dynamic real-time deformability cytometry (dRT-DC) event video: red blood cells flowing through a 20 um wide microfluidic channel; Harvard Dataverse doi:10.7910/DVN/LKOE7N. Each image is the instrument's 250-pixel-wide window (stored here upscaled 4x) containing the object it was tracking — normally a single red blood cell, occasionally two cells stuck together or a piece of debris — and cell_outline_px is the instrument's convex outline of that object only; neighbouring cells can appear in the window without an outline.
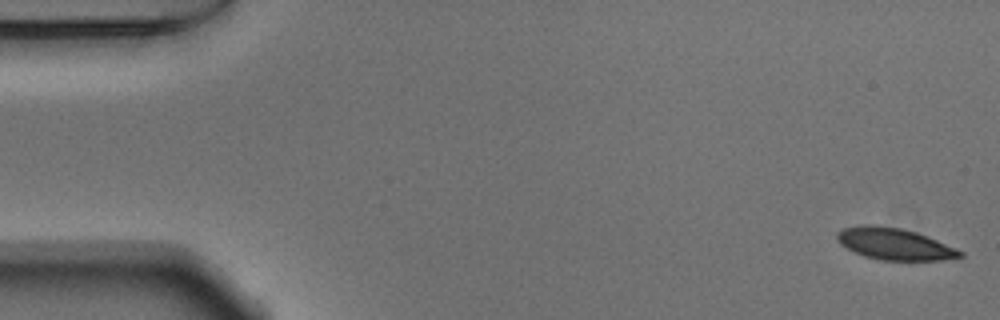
{"species": "Egyptian fruit bat (a non-hibernating species)", "species_latin": "Rousettus aegyptiacus", "temperature_condition": "warm", "stored_images_in_passage": 53, "camera_frame_rate_fps": 3000, "um_per_image_px": 0.085, "animal": {"sex": "male"}, "frame": {"image": 1, "passage_image": 1, "time_ms": 0.0, "image_size_px": [1000, 320], "cell_outline_px": [[964, 256], [940, 260], [880, 260], [864, 256], [840, 244], [836, 240], [836, 232], [844, 228], [864, 224], [876, 224], [900, 228], [916, 232], [928, 236], [956, 248], [964, 252]], "centroid_in_image_um": [76.02, 20.72], "position_along_channel_um": 9.0, "area_um2": 22.77}}
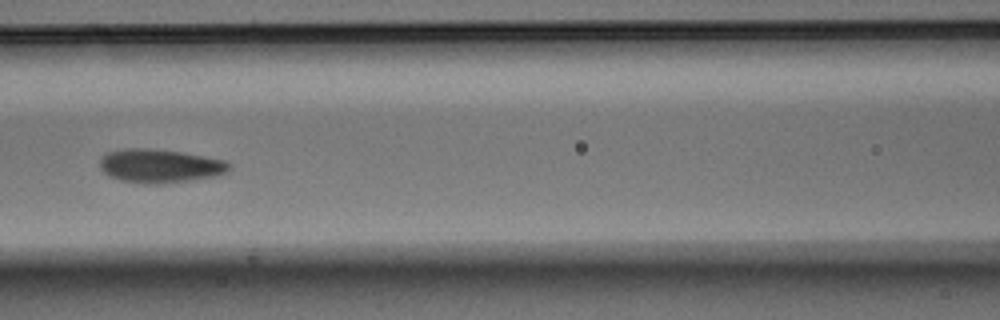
{"frame": {"image": 2, "passage_image": 23, "time_ms": 7.333, "image_size_px": [1000, 320], "cell_outline_px": [[232, 168], [228, 172], [216, 176], [160, 184], [148, 184], [120, 180], [104, 172], [100, 168], [100, 156], [104, 152], [124, 148], [148, 148], [180, 152], [204, 156], [224, 160], [232, 164]], "centroid_in_image_um": [13.59, 14.09], "position_along_channel_um": 153.0, "area_um2": 25.49}}
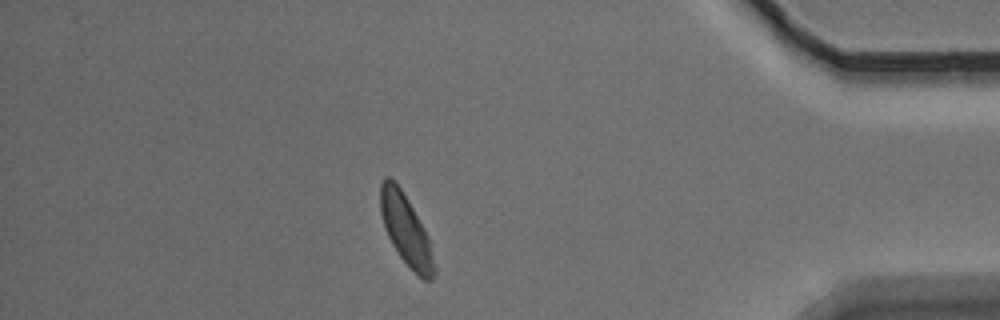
{"frame": {"image": 3, "passage_image": 46, "time_ms": 15.0, "image_size_px": [1000, 320], "cell_outline_px": [[436, 276], [432, 280], [424, 280], [400, 256], [392, 244], [388, 236], [380, 212], [380, 184], [384, 176], [388, 176], [400, 188], [412, 208], [428, 240], [436, 268]], "centroid_in_image_um": [34.48, 19.55], "position_along_channel_um": 400.7, "area_um2": 21.21}, "authors_computed_cell_mechanics": {"area_um2": 23.4668, "velocity_mm_per_s": 3.758, "shape_relaxation_time_tau1_ms": 2.6405, "shape_relaxation_time_tau2_ms": 1.6061, "deformation_change_tau1": 0.0981, "deformation_change_tau2": 0.0593}}